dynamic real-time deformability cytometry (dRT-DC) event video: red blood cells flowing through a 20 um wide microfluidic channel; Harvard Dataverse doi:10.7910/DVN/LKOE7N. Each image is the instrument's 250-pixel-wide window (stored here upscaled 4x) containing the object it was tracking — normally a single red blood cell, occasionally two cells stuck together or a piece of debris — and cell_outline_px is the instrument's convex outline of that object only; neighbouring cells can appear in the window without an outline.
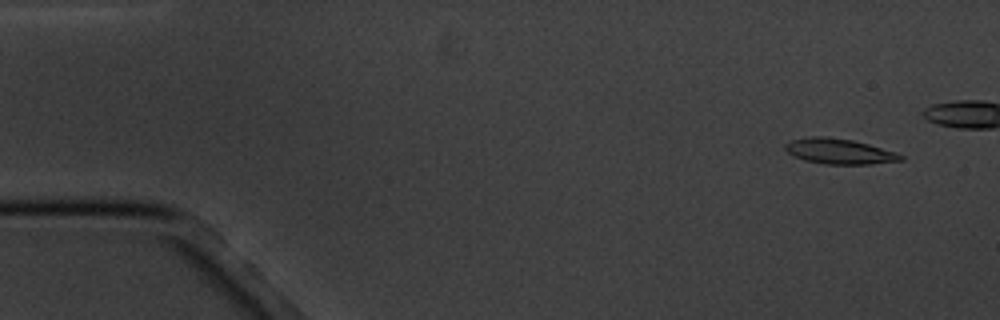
{"species": "common noctule bat (a hibernating species)", "species_latin": "Nyctalus noctula", "temperature_condition": "cold", "stored_images_in_passage": 6, "camera_frame_rate_fps": 3000, "um_per_image_px": 0.085, "animal": {"sex": "male", "body_mass_g": 20.1, "forearm_length_mm": 53.5}, "frame": {"image": 1, "passage_image": 1, "time_ms": 0.0, "image_size_px": [1000, 320], "cell_outline_px": [[904, 160], [872, 164], [824, 164], [804, 160], [792, 156], [784, 148], [784, 144], [788, 140], [808, 136], [824, 136], [852, 140], [868, 144], [896, 152], [904, 156]], "centroid_in_image_um": [71.29, 12.86], "position_along_channel_um": 13.7, "area_um2": 17.28}}
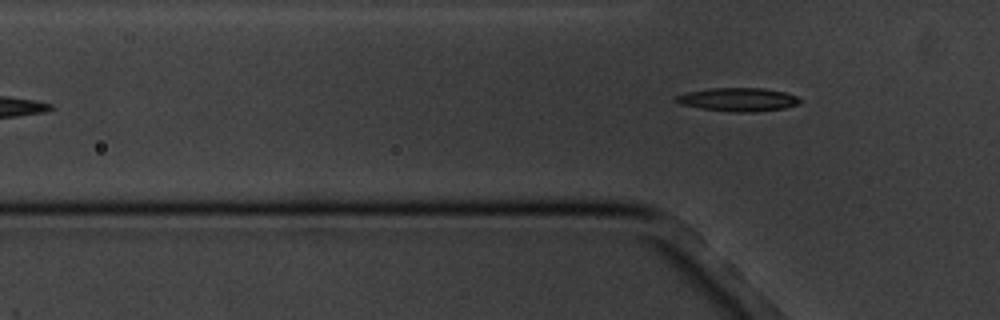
{"frame": {"image": 2, "passage_image": 5, "time_ms": 6.333, "image_size_px": [1000, 320], "cell_outline_px": [[800, 100], [796, 104], [784, 108], [752, 112], [732, 112], [700, 108], [680, 104], [672, 100], [672, 96], [684, 92], [708, 88], [764, 88], [784, 92], [796, 96]], "centroid_in_image_um": [62.62, 8.45], "position_along_channel_um": 63.2, "area_um2": 17.05}}
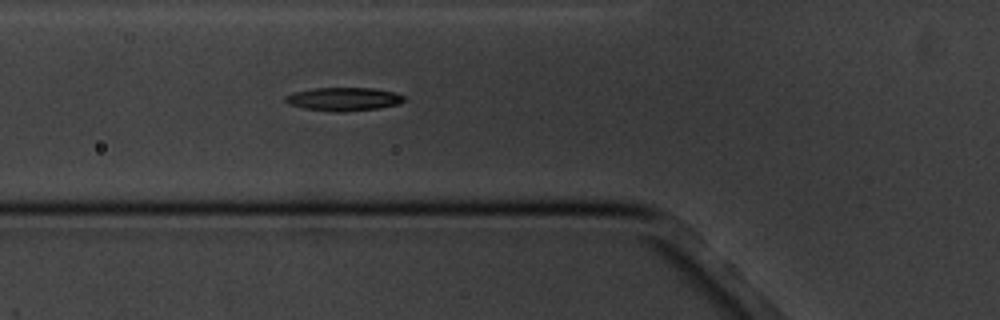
{"frame": {"image": 3, "passage_image": 6, "time_ms": 7.333, "image_size_px": [1000, 320], "cell_outline_px": [[404, 100], [400, 104], [380, 108], [340, 112], [336, 112], [304, 108], [288, 104], [284, 100], [284, 96], [292, 92], [312, 88], [372, 88], [396, 92], [404, 96]], "centroid_in_image_um": [29.19, 8.42], "position_along_channel_um": 96.6, "area_um2": 16.3}}